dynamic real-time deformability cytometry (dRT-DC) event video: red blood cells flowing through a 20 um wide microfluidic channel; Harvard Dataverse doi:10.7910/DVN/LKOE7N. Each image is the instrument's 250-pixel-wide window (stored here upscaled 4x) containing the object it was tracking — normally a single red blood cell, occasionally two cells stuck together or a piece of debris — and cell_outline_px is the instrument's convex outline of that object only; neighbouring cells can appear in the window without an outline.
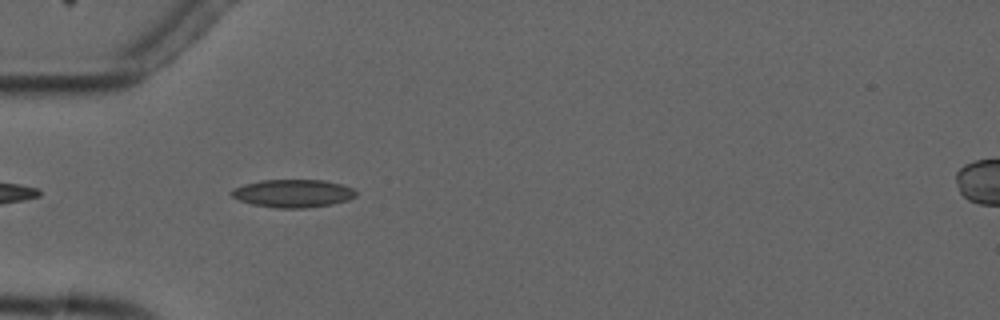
{"species": "common noctule bat (a hibernating species)", "species_latin": "Nyctalus noctula", "temperature_condition": "cold", "stored_images_in_passage": 4, "camera_frame_rate_fps": 3000, "um_per_image_px": 0.085, "animal": {"sex": "male", "forearm_length_mm": 52.5}, "frame": {"image": 1, "passage_image": 3, "time_ms": 2.333, "image_size_px": [1000, 320], "cell_outline_px": [[356, 196], [348, 200], [332, 204], [304, 208], [276, 208], [252, 204], [240, 200], [232, 196], [228, 192], [232, 188], [244, 184], [260, 180], [324, 180], [340, 184], [352, 188], [356, 192]], "centroid_in_image_um": [24.87, 16.43], "position_along_channel_um": 60.1, "area_um2": 20.29}}
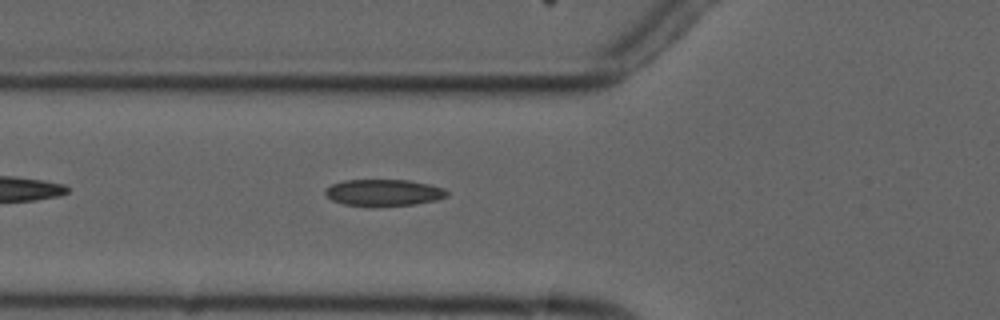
{"frame": {"image": 2, "passage_image": 4, "time_ms": 3.333, "image_size_px": [1000, 320], "cell_outline_px": [[448, 196], [436, 200], [416, 204], [372, 208], [344, 204], [332, 200], [324, 192], [332, 184], [344, 180], [408, 180], [428, 184], [444, 188], [448, 192]], "centroid_in_image_um": [32.62, 16.4], "position_along_channel_um": 93.2, "area_um2": 19.19}}